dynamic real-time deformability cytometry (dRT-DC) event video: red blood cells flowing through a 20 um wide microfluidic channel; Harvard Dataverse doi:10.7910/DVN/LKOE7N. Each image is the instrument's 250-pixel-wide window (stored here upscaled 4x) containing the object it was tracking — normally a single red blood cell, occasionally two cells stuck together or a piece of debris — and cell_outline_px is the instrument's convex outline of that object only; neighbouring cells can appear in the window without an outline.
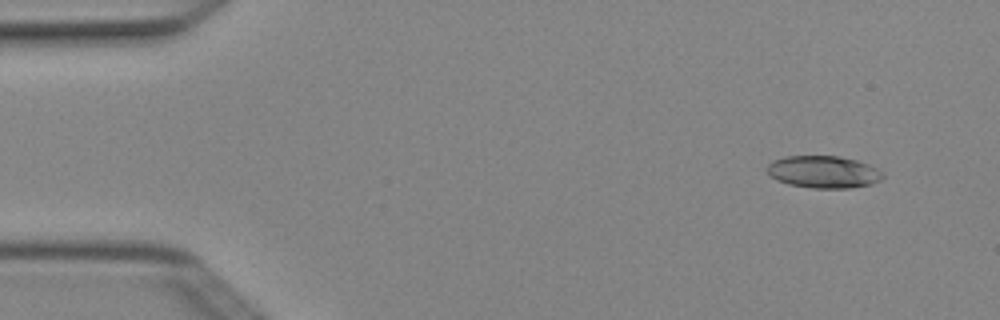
{"species": "Egyptian fruit bat (a non-hibernating species)", "species_latin": "Rousettus aegyptiacus", "temperature_condition": "cold", "stored_images_in_passage": 4, "camera_frame_rate_fps": 3000, "um_per_image_px": 0.085, "animal": {"sex": "female"}, "frame": {"image": 1, "passage_image": 1, "time_ms": 0.0, "image_size_px": [1000, 320], "cell_outline_px": [[884, 176], [880, 180], [872, 184], [848, 188], [812, 188], [788, 184], [776, 180], [768, 176], [764, 168], [772, 160], [784, 156], [840, 156], [856, 160], [868, 164], [884, 172]], "centroid_in_image_um": [69.94, 14.61], "position_along_channel_um": 15.1, "area_um2": 22.08}}